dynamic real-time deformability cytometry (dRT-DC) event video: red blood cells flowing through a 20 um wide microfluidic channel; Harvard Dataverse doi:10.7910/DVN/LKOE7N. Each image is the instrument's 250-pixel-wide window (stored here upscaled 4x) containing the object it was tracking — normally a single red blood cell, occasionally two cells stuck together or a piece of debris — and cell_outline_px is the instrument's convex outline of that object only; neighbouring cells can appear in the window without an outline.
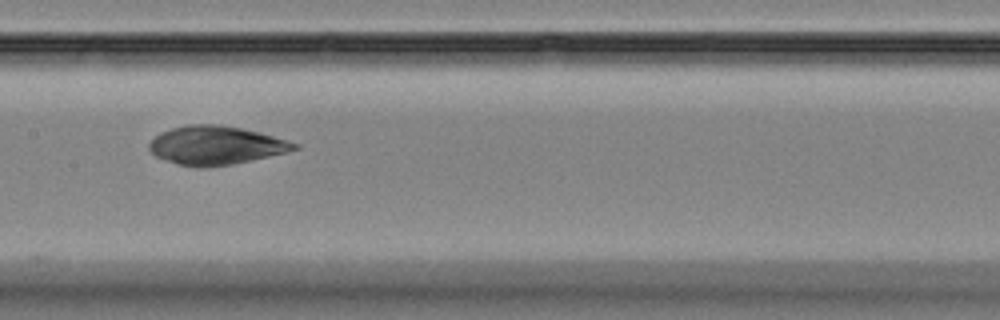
{"species": "Egyptian fruit bat (a non-hibernating species)", "species_latin": "Rousettus aegyptiacus", "temperature_condition": "room temperature", "stored_images_in_passage": 9, "camera_frame_rate_fps": 3000, "um_per_image_px": 0.085, "animal": {"sex": "female"}, "frame": {"image": 1, "passage_image": 7, "time_ms": 7.0, "image_size_px": [1000, 320], "cell_outline_px": [[300, 148], [268, 156], [228, 164], [200, 168], [180, 164], [156, 156], [148, 148], [148, 144], [160, 132], [172, 128], [188, 124], [220, 124], [260, 132], [288, 140], [300, 144]], "centroid_in_image_um": [18.34, 12.33], "position_along_channel_um": 189.1, "area_um2": 32.19}}
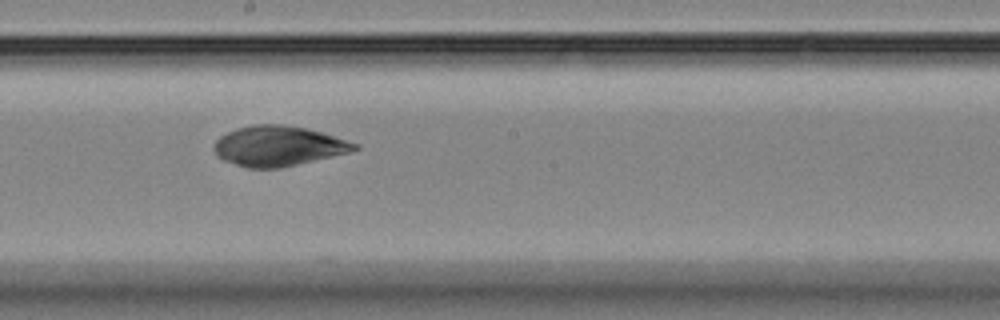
{"frame": {"image": 2, "passage_image": 8, "time_ms": 8.0, "image_size_px": [1000, 320], "cell_outline_px": [[360, 148], [348, 152], [280, 168], [248, 168], [224, 160], [216, 156], [212, 148], [216, 140], [220, 136], [236, 128], [252, 124], [284, 124], [304, 128], [320, 132], [360, 144]], "centroid_in_image_um": [23.61, 12.4], "position_along_channel_um": 224.6, "area_um2": 32.66}}
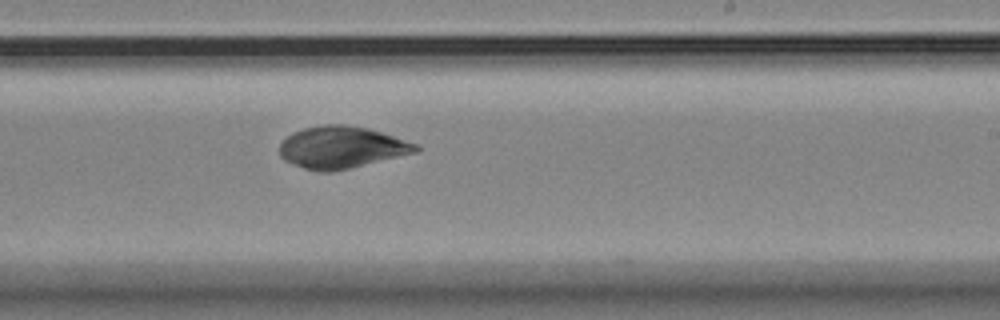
{"frame": {"image": 3, "passage_image": 9, "time_ms": 9.0, "image_size_px": [1000, 320], "cell_outline_px": [[420, 148], [416, 152], [348, 168], [328, 172], [320, 172], [304, 168], [292, 164], [284, 160], [280, 156], [280, 144], [292, 132], [304, 128], [324, 124], [344, 124], [368, 128], [420, 144]], "centroid_in_image_um": [29.02, 12.51], "position_along_channel_um": 260.0, "area_um2": 33.12}}